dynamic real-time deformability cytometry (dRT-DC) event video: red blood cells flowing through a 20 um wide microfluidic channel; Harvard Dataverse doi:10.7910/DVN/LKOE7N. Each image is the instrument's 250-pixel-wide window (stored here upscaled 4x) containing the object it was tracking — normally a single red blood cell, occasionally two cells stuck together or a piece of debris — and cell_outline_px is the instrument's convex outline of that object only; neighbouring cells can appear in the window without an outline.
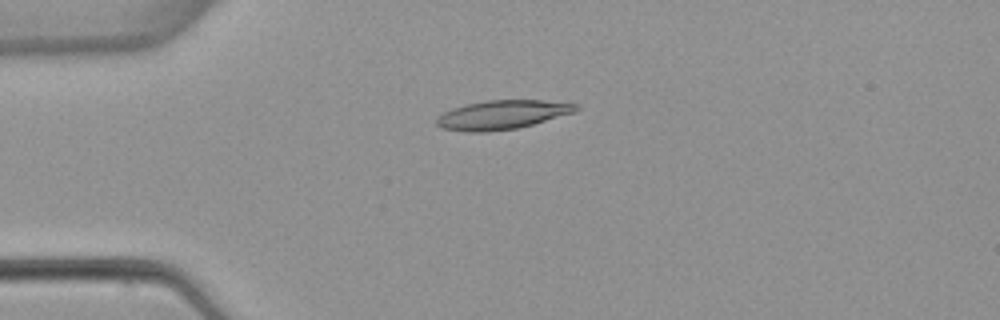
{"species": "common noctule bat (a hibernating species)", "species_latin": "Nyctalus noctula", "temperature_condition": "warm", "stored_images_in_passage": 4, "camera_frame_rate_fps": 3000, "um_per_image_px": 0.085, "animal": {"sex": "female", "body_mass_g": 22.7, "forearm_length_mm": 54.2}, "frame": {"image": 1, "passage_image": 3, "time_ms": 2.333, "image_size_px": [1000, 320], "cell_outline_px": [[580, 108], [576, 112], [532, 124], [516, 128], [488, 132], [468, 132], [440, 128], [436, 124], [436, 116], [452, 108], [464, 104], [488, 100], [544, 100], [580, 104]], "centroid_in_image_um": [42.68, 9.75], "position_along_channel_um": 42.3, "area_um2": 23.76}}